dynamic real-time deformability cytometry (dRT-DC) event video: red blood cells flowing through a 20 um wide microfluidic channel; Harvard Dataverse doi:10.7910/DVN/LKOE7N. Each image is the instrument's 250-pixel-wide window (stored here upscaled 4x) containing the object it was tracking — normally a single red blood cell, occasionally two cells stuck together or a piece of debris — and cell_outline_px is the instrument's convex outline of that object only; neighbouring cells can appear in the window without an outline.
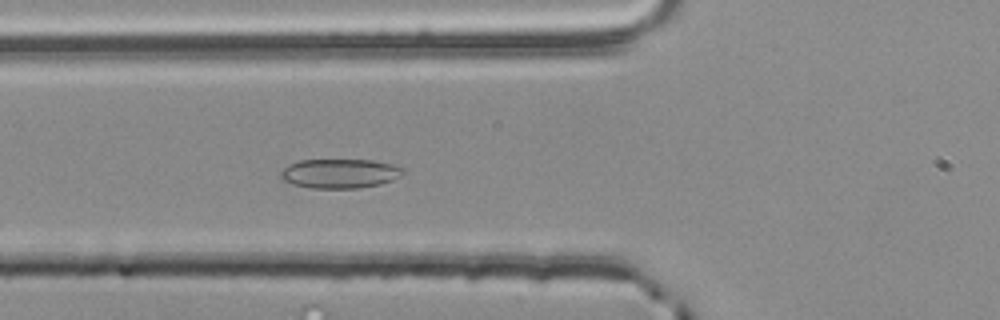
{"species": "common noctule bat (a hibernating species)", "species_latin": "Nyctalus noctula", "temperature_condition": "room temperature", "stored_images_in_passage": 45, "camera_frame_rate_fps": 3000, "um_per_image_px": 0.085, "animal": {"sex": "male", "body_mass_g": 20.4}, "frame": {"image": 1, "passage_image": 10, "time_ms": 3.0, "image_size_px": [1000, 320], "cell_outline_px": [[404, 172], [400, 176], [392, 180], [380, 184], [356, 188], [308, 188], [292, 184], [284, 180], [280, 176], [280, 172], [288, 164], [300, 160], [372, 160], [392, 164], [404, 168]], "centroid_in_image_um": [28.87, 14.74], "position_along_channel_um": 96.9, "area_um2": 20.92}}
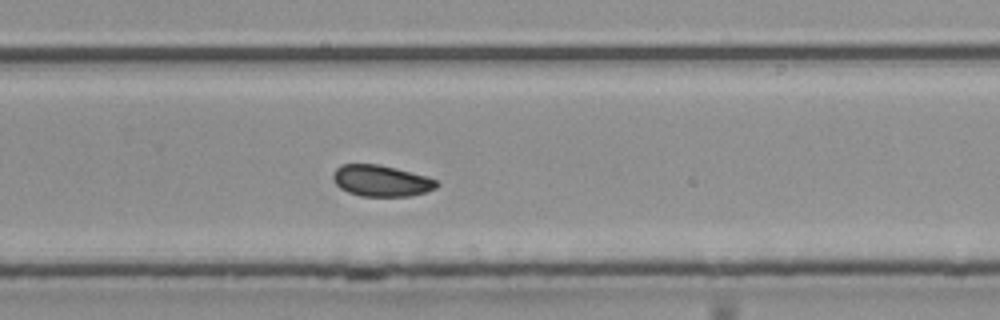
{"frame": {"image": 2, "passage_image": 26, "time_ms": 8.333, "image_size_px": [1000, 320], "cell_outline_px": [[440, 184], [436, 188], [424, 192], [408, 196], [360, 196], [348, 192], [340, 188], [336, 184], [332, 176], [332, 172], [340, 164], [380, 164], [396, 168], [424, 176], [436, 180]], "centroid_in_image_um": [32.36, 15.36], "position_along_channel_um": 297.4, "area_um2": 18.84}}
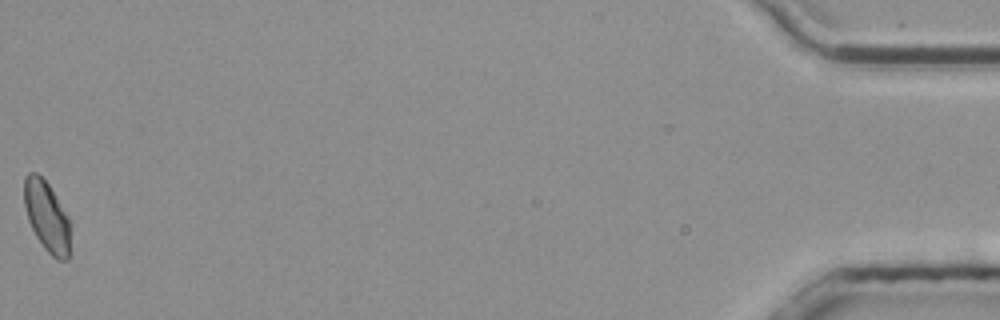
{"frame": {"image": 3, "passage_image": 45, "time_ms": 14.667, "image_size_px": [1000, 320], "cell_outline_px": [[68, 260], [56, 260], [44, 248], [36, 236], [28, 220], [24, 204], [24, 176], [28, 172], [36, 172], [48, 184], [56, 196], [68, 216]], "centroid_in_image_um": [3.94, 18.37], "position_along_channel_um": 431.3, "area_um2": 18.61}, "authors_computed_cell_mechanics": {"area_um2": 19.363, "velocity_mm_per_s": 3.7612, "shape_relaxation_time_tau1_ms": 2.5175, "shape_relaxation_time_tau2_ms": 5.7061, "deformation_change_tau1": 0.0785, "deformation_change_tau2": 0.0619}}